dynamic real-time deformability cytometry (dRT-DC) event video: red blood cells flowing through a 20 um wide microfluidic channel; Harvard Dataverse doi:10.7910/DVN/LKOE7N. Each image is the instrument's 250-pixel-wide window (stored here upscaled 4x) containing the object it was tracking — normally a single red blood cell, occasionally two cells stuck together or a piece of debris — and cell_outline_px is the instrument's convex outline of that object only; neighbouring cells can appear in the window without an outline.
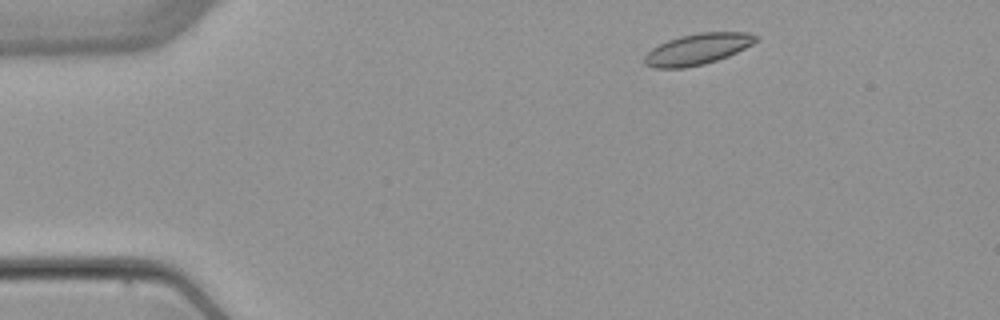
{"species": "common noctule bat (a hibernating species)", "species_latin": "Nyctalus noctula", "temperature_condition": "warm", "stored_images_in_passage": 3, "camera_frame_rate_fps": 3000, "um_per_image_px": 0.085, "animal": {"sex": "female", "body_mass_g": 22.7, "forearm_length_mm": 54.2}, "frame": {"image": 1, "passage_image": 1, "time_ms": 0.0, "image_size_px": [1000, 320], "cell_outline_px": [[760, 36], [752, 44], [728, 56], [704, 64], [684, 68], [652, 68], [644, 64], [644, 56], [652, 48], [668, 40], [680, 36], [700, 32], [748, 32]], "centroid_in_image_um": [59.28, 4.17], "position_along_channel_um": 25.7, "area_um2": 20.11}}